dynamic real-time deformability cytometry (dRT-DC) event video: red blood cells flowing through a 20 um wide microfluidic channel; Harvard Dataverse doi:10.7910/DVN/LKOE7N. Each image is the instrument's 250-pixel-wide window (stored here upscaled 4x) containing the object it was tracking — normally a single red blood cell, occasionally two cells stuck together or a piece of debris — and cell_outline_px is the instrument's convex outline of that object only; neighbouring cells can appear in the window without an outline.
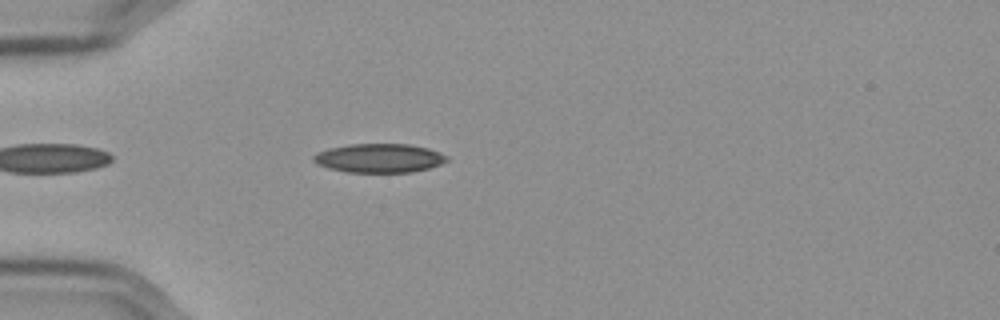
{"species": "Egyptian fruit bat (a non-hibernating species)", "species_latin": "Rousettus aegyptiacus", "temperature_condition": "cold", "stored_images_in_passage": 45, "camera_frame_rate_fps": 3000, "um_per_image_px": 0.085, "frame": {"image": 1, "passage_image": 5, "time_ms": 1.333, "image_size_px": [1000, 320], "cell_outline_px": [[448, 160], [440, 164], [428, 168], [412, 172], [344, 172], [328, 168], [316, 164], [312, 160], [312, 156], [316, 152], [328, 148], [352, 144], [408, 144], [428, 148], [440, 152], [448, 156]], "centroid_in_image_um": [32.2, 13.44], "position_along_channel_um": 52.8, "area_um2": 22.6}}
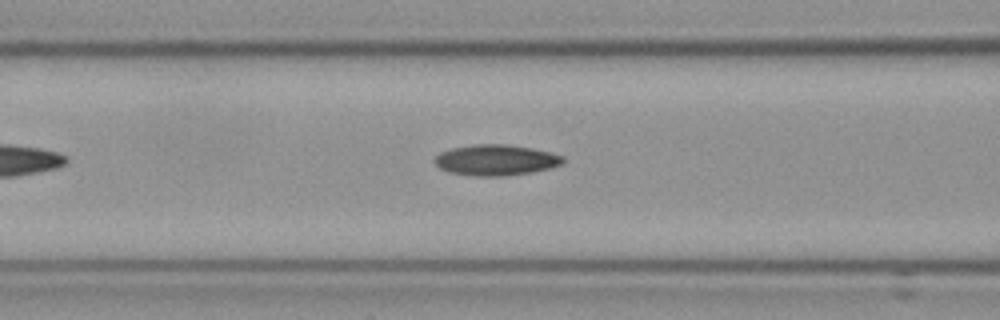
{"frame": {"image": 2, "passage_image": 12, "time_ms": 3.667, "image_size_px": [1000, 320], "cell_outline_px": [[564, 164], [532, 172], [500, 176], [472, 176], [448, 172], [440, 168], [432, 160], [440, 152], [452, 148], [472, 144], [508, 144], [532, 148], [552, 152], [564, 156]], "centroid_in_image_um": [42.15, 13.6], "position_along_channel_um": 124.5, "area_um2": 23.24}}
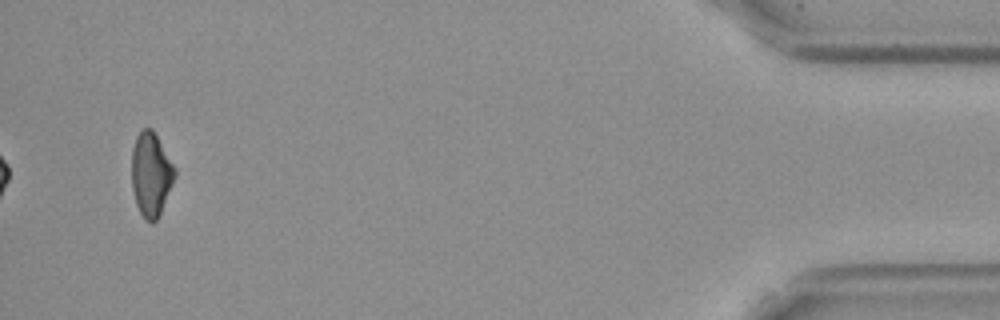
{"frame": {"image": 3, "passage_image": 43, "time_ms": 14.0, "image_size_px": [1000, 320], "cell_outline_px": [[176, 176], [160, 212], [156, 220], [152, 224], [144, 220], [136, 204], [132, 188], [132, 148], [136, 136], [144, 128], [152, 128], [176, 168]], "centroid_in_image_um": [12.83, 14.82], "position_along_channel_um": 422.4, "area_um2": 21.04}, "authors_computed_cell_mechanics": {"area_um2": 22.0218, "velocity_mm_per_s": 3.5871, "shape_relaxation_time_tau1_ms": null, "shape_relaxation_time_tau2_ms": 11.2011, "deformation_change_tau1": null, "deformation_change_tau2": 0.2078}}